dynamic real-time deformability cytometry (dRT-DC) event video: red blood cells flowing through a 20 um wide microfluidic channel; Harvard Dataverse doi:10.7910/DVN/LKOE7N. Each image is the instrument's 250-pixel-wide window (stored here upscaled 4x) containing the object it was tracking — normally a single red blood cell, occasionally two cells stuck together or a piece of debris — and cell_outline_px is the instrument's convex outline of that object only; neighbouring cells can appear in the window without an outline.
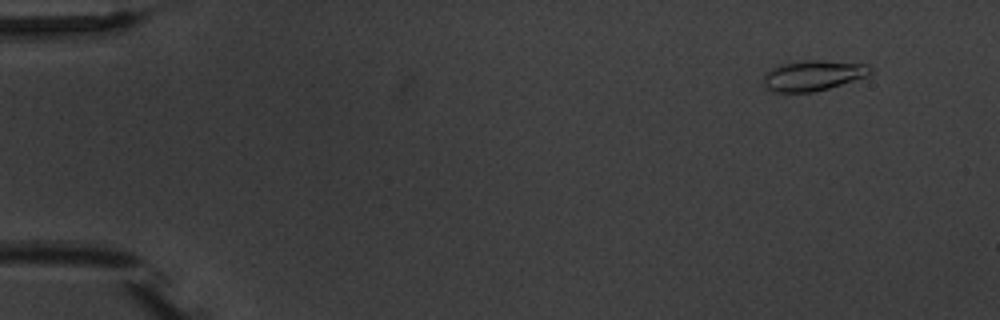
{"species": "common noctule bat (a hibernating species)", "species_latin": "Nyctalus noctula", "temperature_condition": "warm", "stored_images_in_passage": 6, "camera_frame_rate_fps": 3000, "um_per_image_px": 0.085, "animal": {"sex": "male", "body_mass_g": 20.1, "forearm_length_mm": 53.5}, "frame": {"image": 1, "passage_image": 2, "time_ms": 1.0, "image_size_px": [1000, 320], "cell_outline_px": [[872, 72], [868, 76], [828, 88], [812, 92], [772, 92], [764, 84], [764, 72], [772, 68], [784, 64], [804, 60], [820, 60], [868, 64], [872, 68]], "centroid_in_image_um": [69.13, 6.41], "position_along_channel_um": 15.9, "area_um2": 18.84}}